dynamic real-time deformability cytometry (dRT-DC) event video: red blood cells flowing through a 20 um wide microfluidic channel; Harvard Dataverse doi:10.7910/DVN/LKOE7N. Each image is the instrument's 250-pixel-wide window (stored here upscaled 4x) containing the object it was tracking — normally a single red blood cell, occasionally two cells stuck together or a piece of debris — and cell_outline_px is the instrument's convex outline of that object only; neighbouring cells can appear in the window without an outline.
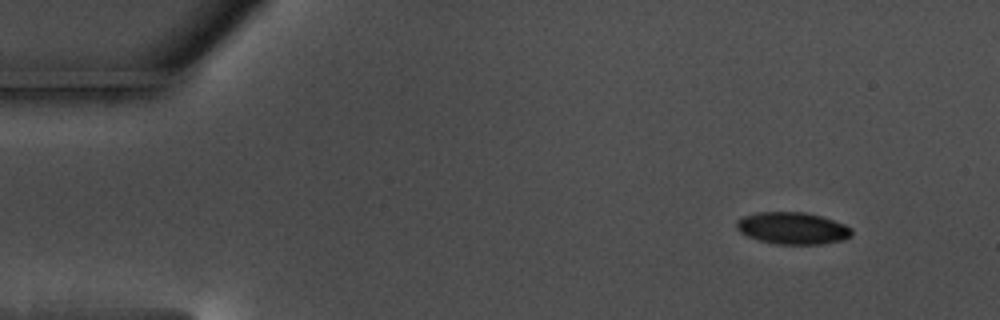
{"species": "common noctule bat (a hibernating species)", "species_latin": "Nyctalus noctula", "temperature_condition": "warm", "stored_images_in_passage": 53, "camera_frame_rate_fps": 3000, "um_per_image_px": 0.085, "animal": {"sex": "male", "body_mass_g": 17.5, "forearm_length_mm": 52.3}, "frame": {"image": 1, "passage_image": 1, "time_ms": 0.0, "image_size_px": [1000, 320], "cell_outline_px": [[852, 236], [844, 240], [820, 244], [776, 244], [760, 240], [748, 236], [740, 232], [736, 228], [736, 220], [744, 216], [756, 212], [804, 212], [820, 216], [844, 224], [852, 228]], "centroid_in_image_um": [67.37, 19.4], "position_along_channel_um": 17.6, "area_um2": 21.44}}
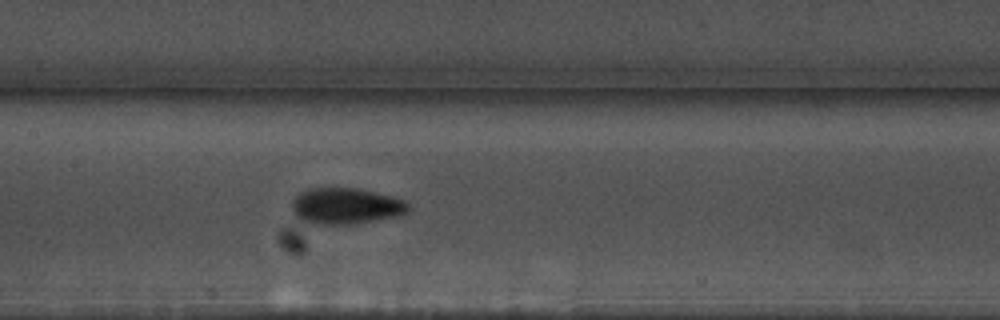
{"frame": {"image": 2, "passage_image": 23, "time_ms": 7.333, "image_size_px": [1000, 320], "cell_outline_px": [[408, 212], [396, 216], [352, 224], [308, 224], [300, 220], [292, 212], [292, 200], [300, 192], [312, 188], [356, 188], [392, 196], [404, 200], [408, 204]], "centroid_in_image_um": [29.34, 17.52], "position_along_channel_um": 178.1, "area_um2": 24.51}}
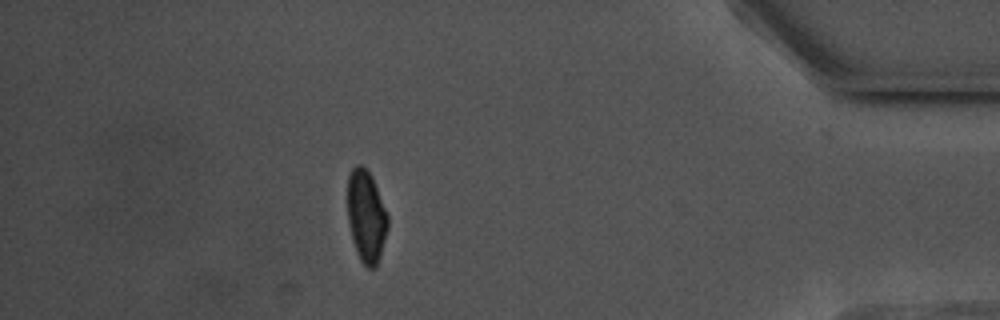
{"frame": {"image": 3, "passage_image": 46, "time_ms": 15.0, "image_size_px": [1000, 320], "cell_outline_px": [[388, 228], [380, 256], [376, 268], [368, 268], [360, 260], [356, 252], [352, 240], [348, 224], [348, 176], [352, 168], [356, 164], [360, 164], [372, 176], [388, 216]], "centroid_in_image_um": [31.12, 18.4], "position_along_channel_um": 404.1, "area_um2": 21.62}, "authors_computed_cell_mechanics": {"area_um2": 22.3686, "velocity_mm_per_s": 3.552, "shape_relaxation_time_tau1_ms": 3.071, "shape_relaxation_time_tau2_ms": 5.9911, "deformation_change_tau1": 0.0943, "deformation_change_tau2": 0.0965}}